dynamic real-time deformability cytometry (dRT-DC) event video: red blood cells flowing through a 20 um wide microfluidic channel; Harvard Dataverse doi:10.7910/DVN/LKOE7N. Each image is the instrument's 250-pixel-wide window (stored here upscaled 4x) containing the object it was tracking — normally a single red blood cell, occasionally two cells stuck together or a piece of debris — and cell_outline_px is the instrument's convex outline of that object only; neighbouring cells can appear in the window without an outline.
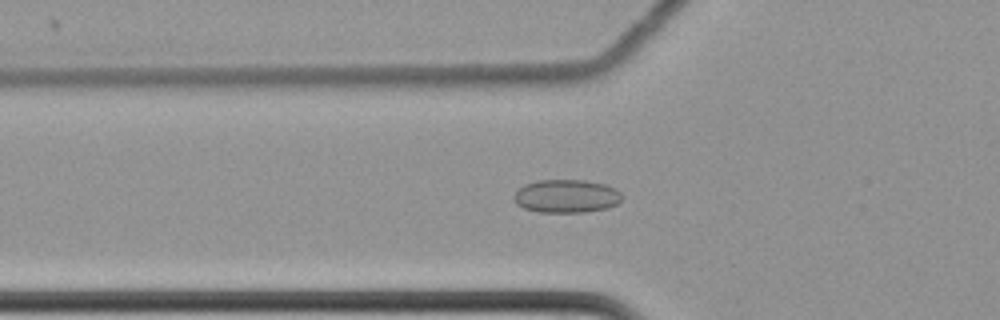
{"species": "common noctule bat (a hibernating species)", "species_latin": "Nyctalus noctula", "temperature_condition": "cold", "stored_images_in_passage": 62, "camera_frame_rate_fps": 3000, "um_per_image_px": 0.085, "animal": {"sex": "female", "body_mass_g": 22.7, "forearm_length_mm": 54.2}, "frame": {"image": 1, "passage_image": 24, "time_ms": 7.667, "image_size_px": [1000, 320], "cell_outline_px": [[620, 200], [616, 204], [608, 208], [584, 212], [540, 212], [524, 208], [516, 204], [512, 200], [512, 196], [524, 184], [536, 180], [584, 180], [604, 184], [616, 188], [620, 192]], "centroid_in_image_um": [48.1, 16.67], "position_along_channel_um": 77.7, "area_um2": 20.98}}
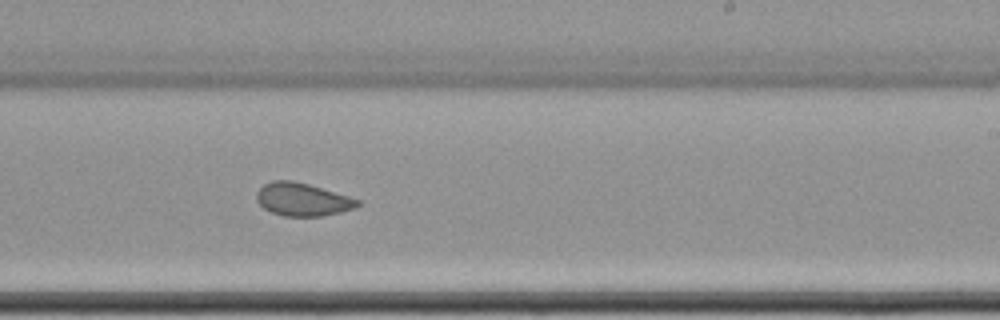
{"frame": {"image": 2, "passage_image": 40, "time_ms": 13.0, "image_size_px": [1000, 320], "cell_outline_px": [[360, 204], [356, 208], [324, 216], [284, 216], [272, 212], [264, 208], [256, 200], [256, 192], [264, 184], [272, 180], [292, 180], [308, 184], [348, 196], [360, 200]], "centroid_in_image_um": [25.7, 16.95], "position_along_channel_um": 263.3, "area_um2": 19.36}}
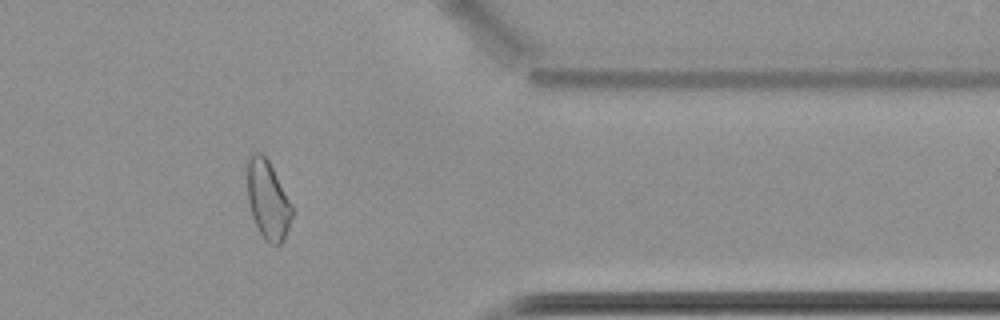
{"frame": {"image": 3, "passage_image": 52, "time_ms": 17.0, "image_size_px": [1000, 320], "cell_outline_px": [[292, 216], [284, 240], [280, 244], [268, 244], [264, 240], [252, 216], [248, 200], [248, 156], [252, 152], [260, 152], [268, 160], [292, 204]], "centroid_in_image_um": [22.77, 17.0], "position_along_channel_um": 388.6, "area_um2": 20.29}, "authors_computed_cell_mechanics": {"area_um2": 21.2993, "velocity_mm_per_s": 3.4934, "shape_relaxation_time_tau1_ms": null, "shape_relaxation_time_tau2_ms": 1.8052, "deformation_change_tau1": null, "deformation_change_tau2": 0.065}}